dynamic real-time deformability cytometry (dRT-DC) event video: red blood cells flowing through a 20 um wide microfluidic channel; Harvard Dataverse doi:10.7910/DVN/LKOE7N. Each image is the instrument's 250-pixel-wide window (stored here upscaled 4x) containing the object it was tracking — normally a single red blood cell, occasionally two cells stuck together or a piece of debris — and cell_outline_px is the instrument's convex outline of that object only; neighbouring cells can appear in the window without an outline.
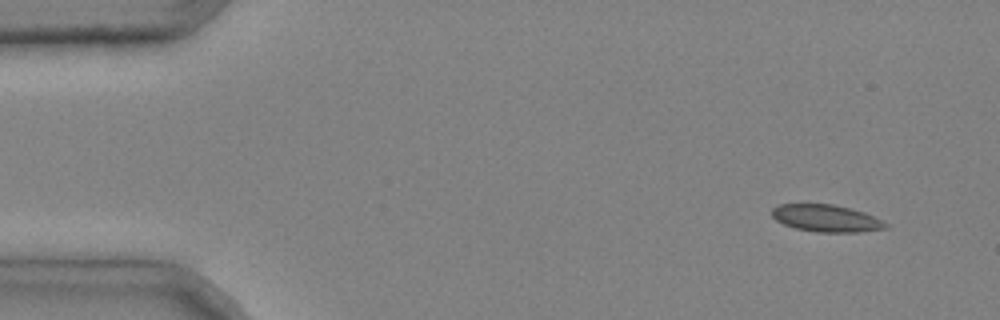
{"species": "common noctule bat (a hibernating species)", "species_latin": "Nyctalus noctula", "temperature_condition": "cold", "stored_images_in_passage": 5, "camera_frame_rate_fps": 3000, "um_per_image_px": 0.085, "animal": {"sex": "male", "body_mass_g": 20.4}, "frame": {"image": 1, "passage_image": 2, "time_ms": 0.333, "image_size_px": [1000, 320], "cell_outline_px": [[888, 228], [860, 232], [816, 232], [796, 228], [784, 224], [776, 220], [772, 216], [772, 208], [780, 204], [832, 204], [864, 212], [888, 224]], "centroid_in_image_um": [70.22, 18.56], "position_along_channel_um": 14.8, "area_um2": 17.8}}
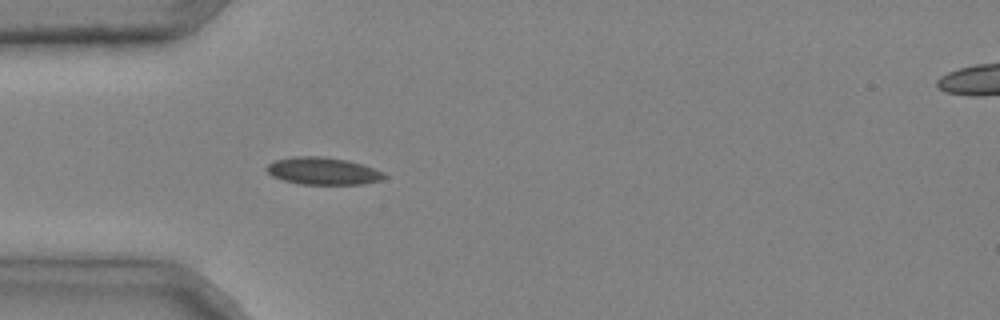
{"frame": {"image": 2, "passage_image": 5, "time_ms": 1.333, "image_size_px": [1000, 320], "cell_outline_px": [[388, 176], [380, 180], [364, 184], [300, 184], [284, 180], [272, 176], [264, 168], [268, 164], [276, 160], [292, 156], [324, 156], [348, 160], [384, 172]], "centroid_in_image_um": [27.44, 14.53], "position_along_channel_um": 57.6, "area_um2": 18.73}}